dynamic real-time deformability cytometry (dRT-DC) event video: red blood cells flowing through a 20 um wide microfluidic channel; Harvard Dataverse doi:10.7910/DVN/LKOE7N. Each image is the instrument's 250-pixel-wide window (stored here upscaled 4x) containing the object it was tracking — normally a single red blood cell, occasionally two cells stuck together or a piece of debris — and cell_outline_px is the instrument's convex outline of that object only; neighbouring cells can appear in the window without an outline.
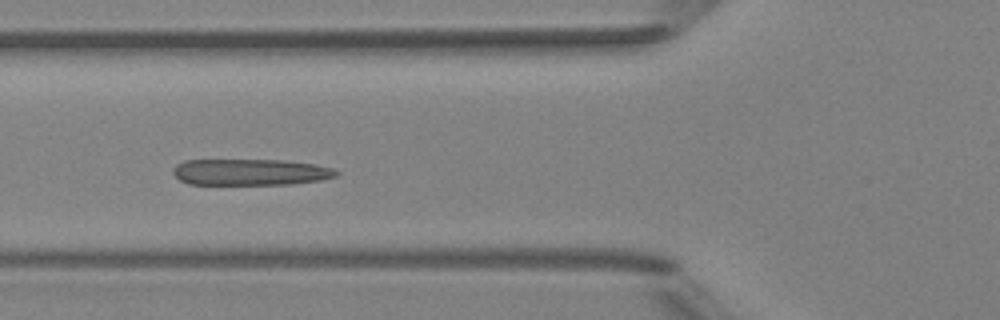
{"species": "Egyptian fruit bat (a non-hibernating species)", "species_latin": "Rousettus aegyptiacus", "temperature_condition": "room temperature", "stored_images_in_passage": 7, "camera_frame_rate_fps": 3000, "um_per_image_px": 0.085, "animal": {"sex": "female"}, "frame": {"image": 1, "passage_image": 5, "time_ms": 5.333, "image_size_px": [1000, 320], "cell_outline_px": [[340, 172], [336, 176], [320, 180], [292, 184], [188, 184], [180, 180], [172, 172], [172, 168], [176, 164], [184, 160], [284, 160], [316, 164], [332, 168]], "centroid_in_image_um": [21.27, 14.62], "position_along_channel_um": 104.5, "area_um2": 25.14}}
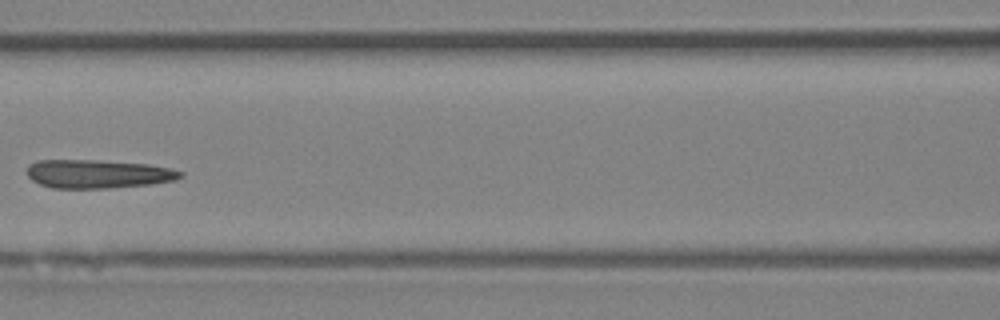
{"frame": {"image": 2, "passage_image": 6, "time_ms": 6.667, "image_size_px": [1000, 320], "cell_outline_px": [[184, 176], [176, 180], [152, 184], [108, 188], [52, 188], [40, 184], [32, 180], [28, 176], [28, 164], [36, 160], [96, 160], [148, 164], [172, 168], [184, 172]], "centroid_in_image_um": [8.36, 14.78], "position_along_channel_um": 158.2, "area_um2": 25.72}}
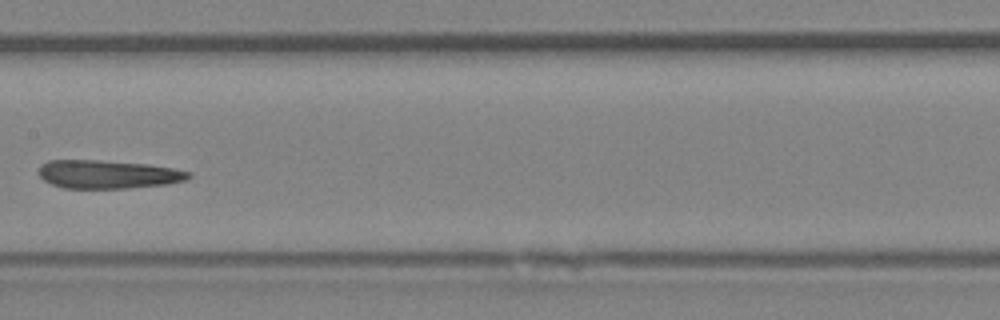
{"frame": {"image": 3, "passage_image": 7, "time_ms": 7.667, "image_size_px": [1000, 320], "cell_outline_px": [[192, 176], [188, 180], [168, 184], [128, 188], [64, 188], [52, 184], [44, 180], [40, 176], [40, 164], [48, 160], [96, 160], [148, 164], [172, 168], [192, 172]], "centroid_in_image_um": [9.21, 14.82], "position_along_channel_um": 198.2, "area_um2": 24.85}}